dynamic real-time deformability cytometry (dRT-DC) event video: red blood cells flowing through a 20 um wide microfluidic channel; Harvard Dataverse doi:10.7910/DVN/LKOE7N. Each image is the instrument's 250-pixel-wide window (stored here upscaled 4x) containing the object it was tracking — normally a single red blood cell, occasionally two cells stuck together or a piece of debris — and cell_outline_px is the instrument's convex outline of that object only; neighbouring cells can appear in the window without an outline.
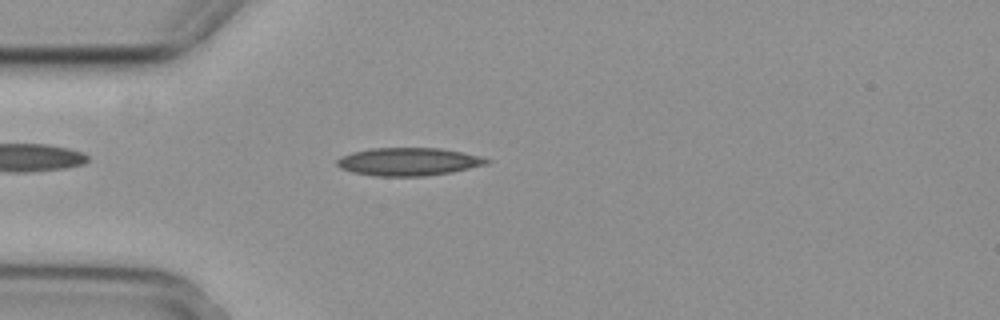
{"species": "common noctule bat (a hibernating species)", "species_latin": "Nyctalus noctula", "temperature_condition": "cold", "stored_images_in_passage": 4, "camera_frame_rate_fps": 3000, "um_per_image_px": 0.085, "animal": {"sex": "female", "body_mass_g": 29.2, "forearm_length_mm": 56.3}, "frame": {"image": 1, "passage_image": 3, "time_ms": 0.667, "image_size_px": [1000, 320], "cell_outline_px": [[492, 160], [488, 164], [452, 172], [424, 176], [372, 176], [352, 172], [340, 168], [336, 164], [336, 160], [340, 156], [352, 152], [372, 148], [440, 148], [480, 156]], "centroid_in_image_um": [34.7, 13.74], "position_along_channel_um": 50.3, "area_um2": 24.45}}